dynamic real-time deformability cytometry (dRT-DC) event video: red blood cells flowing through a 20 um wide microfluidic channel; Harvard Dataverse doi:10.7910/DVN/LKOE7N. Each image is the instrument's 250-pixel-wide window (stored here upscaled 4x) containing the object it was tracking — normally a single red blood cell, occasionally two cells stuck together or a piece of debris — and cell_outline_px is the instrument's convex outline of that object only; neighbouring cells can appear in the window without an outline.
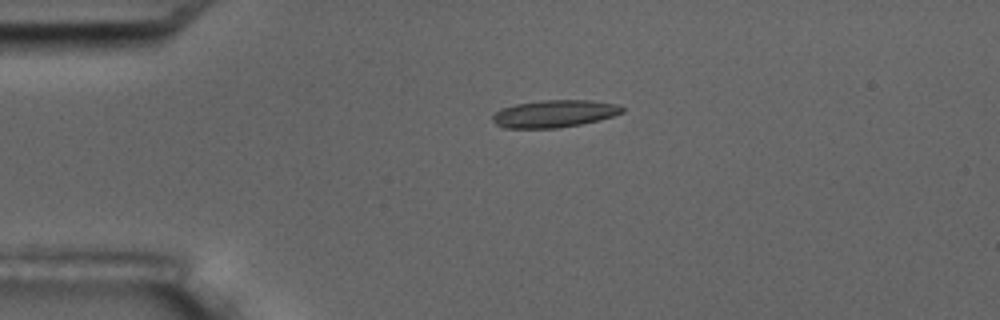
{"species": "common noctule bat (a hibernating species)", "species_latin": "Nyctalus noctula", "temperature_condition": "room temperature", "stored_images_in_passage": 5, "camera_frame_rate_fps": 3000, "um_per_image_px": 0.085, "animal": {"sex": "male", "body_mass_g": 17.5, "forearm_length_mm": 52.3}, "frame": {"image": 1, "passage_image": 4, "time_ms": 3.667, "image_size_px": [1000, 320], "cell_outline_px": [[624, 112], [600, 120], [580, 124], [556, 128], [504, 128], [496, 124], [492, 120], [492, 116], [500, 108], [516, 104], [544, 100], [592, 100], [620, 104], [624, 108]], "centroid_in_image_um": [47.14, 9.66], "position_along_channel_um": 37.9, "area_um2": 20.75}}